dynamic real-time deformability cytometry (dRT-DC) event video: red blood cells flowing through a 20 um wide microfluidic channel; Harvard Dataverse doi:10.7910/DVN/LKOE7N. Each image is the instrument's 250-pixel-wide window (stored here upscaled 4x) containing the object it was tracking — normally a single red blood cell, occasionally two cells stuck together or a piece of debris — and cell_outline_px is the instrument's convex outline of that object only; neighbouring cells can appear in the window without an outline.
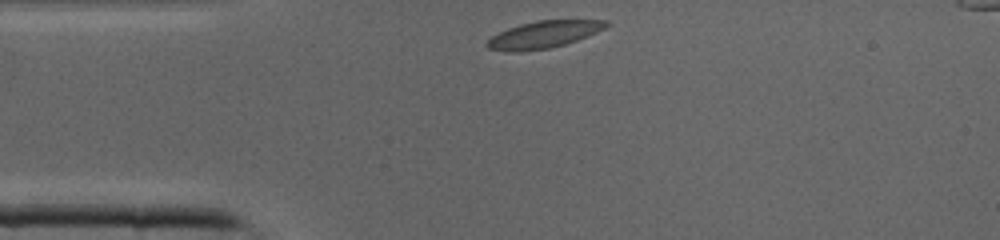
{"species": "common noctule bat (a hibernating species)", "species_latin": "Nyctalus noctula", "temperature_condition": "cold", "stored_images_in_passage": 25, "camera_frame_rate_fps": 3000, "um_per_image_px": 0.085, "animal": {"sex": "male", "body_mass_g": 19.0, "forearm_length_mm": 50.8}, "frame": {"image": 1, "passage_image": 1, "time_ms": 0.0, "image_size_px": [1000, 240], "cell_outline_px": [[612, 24], [596, 32], [576, 40], [564, 44], [548, 48], [520, 52], [512, 52], [488, 48], [484, 44], [492, 36], [508, 28], [520, 24], [536, 20], [608, 20]], "centroid_in_image_um": [46.21, 2.93], "position_along_channel_um": 38.8, "area_um2": 18.67}}
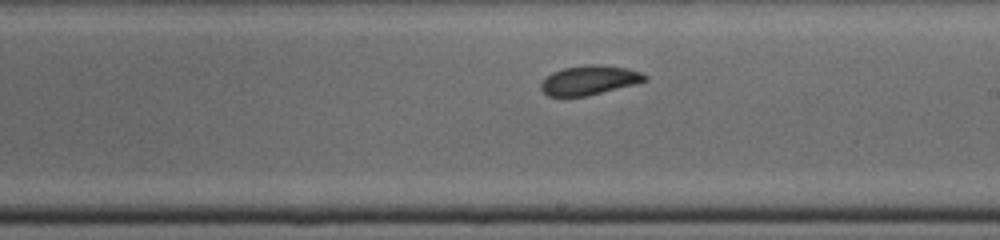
{"frame": {"image": 2, "passage_image": 15, "time_ms": 4.667, "image_size_px": [1000, 240], "cell_outline_px": [[648, 80], [584, 96], [548, 96], [540, 88], [540, 84], [552, 72], [564, 68], [584, 64], [604, 64], [628, 68], [640, 72], [648, 76]], "centroid_in_image_um": [50.09, 6.79], "position_along_channel_um": 238.9, "area_um2": 17.57}}
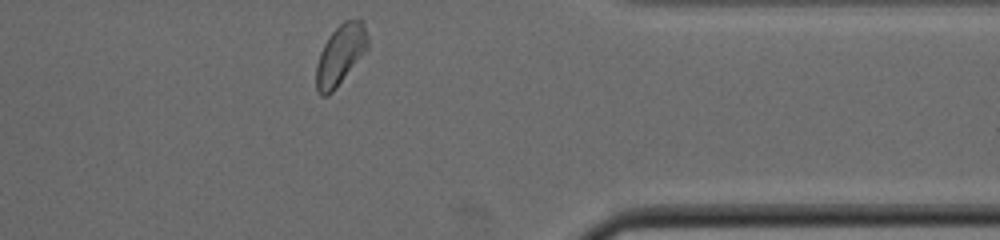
{"frame": {"image": 3, "passage_image": 25, "time_ms": 8.0, "image_size_px": [1000, 240], "cell_outline_px": [[368, 48], [332, 92], [328, 96], [320, 96], [316, 88], [316, 64], [320, 52], [328, 36], [344, 20], [360, 20], [364, 24], [368, 36]], "centroid_in_image_um": [28.91, 4.66], "position_along_channel_um": 382.5, "area_um2": 17.86}}